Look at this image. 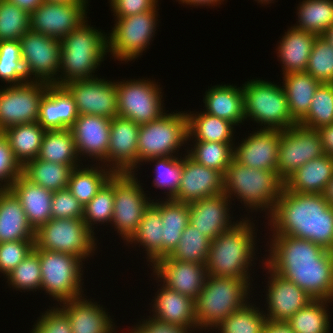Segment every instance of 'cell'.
I'll return each mask as SVG.
<instances>
[{
	"label": "cell",
	"mask_w": 333,
	"mask_h": 333,
	"mask_svg": "<svg viewBox=\"0 0 333 333\" xmlns=\"http://www.w3.org/2000/svg\"><path fill=\"white\" fill-rule=\"evenodd\" d=\"M46 130L38 122L10 126L3 131L14 157L23 167L38 157Z\"/></svg>",
	"instance_id": "e575fe53"
},
{
	"label": "cell",
	"mask_w": 333,
	"mask_h": 333,
	"mask_svg": "<svg viewBox=\"0 0 333 333\" xmlns=\"http://www.w3.org/2000/svg\"><path fill=\"white\" fill-rule=\"evenodd\" d=\"M224 177V194L243 201L252 210L268 211L269 216L280 198L285 182L278 172L249 168L234 159L227 167ZM246 204V205H245ZM258 209V210H257Z\"/></svg>",
	"instance_id": "5b68a950"
},
{
	"label": "cell",
	"mask_w": 333,
	"mask_h": 333,
	"mask_svg": "<svg viewBox=\"0 0 333 333\" xmlns=\"http://www.w3.org/2000/svg\"><path fill=\"white\" fill-rule=\"evenodd\" d=\"M248 302L231 313L215 329L221 333H262L267 317L259 307Z\"/></svg>",
	"instance_id": "7dc6e473"
},
{
	"label": "cell",
	"mask_w": 333,
	"mask_h": 333,
	"mask_svg": "<svg viewBox=\"0 0 333 333\" xmlns=\"http://www.w3.org/2000/svg\"><path fill=\"white\" fill-rule=\"evenodd\" d=\"M280 130L260 129L234 146V160L249 168L278 172Z\"/></svg>",
	"instance_id": "7402d4cb"
},
{
	"label": "cell",
	"mask_w": 333,
	"mask_h": 333,
	"mask_svg": "<svg viewBox=\"0 0 333 333\" xmlns=\"http://www.w3.org/2000/svg\"><path fill=\"white\" fill-rule=\"evenodd\" d=\"M324 155L317 130L299 124L280 130L278 175L285 182L308 161Z\"/></svg>",
	"instance_id": "9a60e30c"
},
{
	"label": "cell",
	"mask_w": 333,
	"mask_h": 333,
	"mask_svg": "<svg viewBox=\"0 0 333 333\" xmlns=\"http://www.w3.org/2000/svg\"><path fill=\"white\" fill-rule=\"evenodd\" d=\"M330 300L313 299L298 310L287 323L296 333H330V315L327 309Z\"/></svg>",
	"instance_id": "7bdbcfd3"
},
{
	"label": "cell",
	"mask_w": 333,
	"mask_h": 333,
	"mask_svg": "<svg viewBox=\"0 0 333 333\" xmlns=\"http://www.w3.org/2000/svg\"><path fill=\"white\" fill-rule=\"evenodd\" d=\"M187 115L165 113L159 119L140 125L137 165L156 157L175 156L187 141ZM177 150V152H176Z\"/></svg>",
	"instance_id": "9c48e42d"
},
{
	"label": "cell",
	"mask_w": 333,
	"mask_h": 333,
	"mask_svg": "<svg viewBox=\"0 0 333 333\" xmlns=\"http://www.w3.org/2000/svg\"><path fill=\"white\" fill-rule=\"evenodd\" d=\"M35 240V231L27 220L19 199L10 189L0 191V243Z\"/></svg>",
	"instance_id": "f546056e"
},
{
	"label": "cell",
	"mask_w": 333,
	"mask_h": 333,
	"mask_svg": "<svg viewBox=\"0 0 333 333\" xmlns=\"http://www.w3.org/2000/svg\"><path fill=\"white\" fill-rule=\"evenodd\" d=\"M151 266L159 282H163L167 288L193 300L198 297L208 276L205 265L182 262L169 256L158 259Z\"/></svg>",
	"instance_id": "ffe728a7"
},
{
	"label": "cell",
	"mask_w": 333,
	"mask_h": 333,
	"mask_svg": "<svg viewBox=\"0 0 333 333\" xmlns=\"http://www.w3.org/2000/svg\"><path fill=\"white\" fill-rule=\"evenodd\" d=\"M230 199L224 194L207 197L188 203L189 224L197 228L211 241L221 233L230 230L238 221L232 223ZM231 219V220H230Z\"/></svg>",
	"instance_id": "cb8c5ba5"
},
{
	"label": "cell",
	"mask_w": 333,
	"mask_h": 333,
	"mask_svg": "<svg viewBox=\"0 0 333 333\" xmlns=\"http://www.w3.org/2000/svg\"><path fill=\"white\" fill-rule=\"evenodd\" d=\"M47 2H68V1H79V0H43Z\"/></svg>",
	"instance_id": "89a4df30"
},
{
	"label": "cell",
	"mask_w": 333,
	"mask_h": 333,
	"mask_svg": "<svg viewBox=\"0 0 333 333\" xmlns=\"http://www.w3.org/2000/svg\"><path fill=\"white\" fill-rule=\"evenodd\" d=\"M109 2L115 17L131 16L159 6L158 0H110Z\"/></svg>",
	"instance_id": "91938a15"
},
{
	"label": "cell",
	"mask_w": 333,
	"mask_h": 333,
	"mask_svg": "<svg viewBox=\"0 0 333 333\" xmlns=\"http://www.w3.org/2000/svg\"><path fill=\"white\" fill-rule=\"evenodd\" d=\"M139 129L140 125L132 120L118 116L111 119L105 165L106 168L110 166L113 173H135L133 170H137Z\"/></svg>",
	"instance_id": "d6986e66"
},
{
	"label": "cell",
	"mask_w": 333,
	"mask_h": 333,
	"mask_svg": "<svg viewBox=\"0 0 333 333\" xmlns=\"http://www.w3.org/2000/svg\"><path fill=\"white\" fill-rule=\"evenodd\" d=\"M306 72L320 83L333 84V47L322 35L316 36Z\"/></svg>",
	"instance_id": "816d5d0a"
},
{
	"label": "cell",
	"mask_w": 333,
	"mask_h": 333,
	"mask_svg": "<svg viewBox=\"0 0 333 333\" xmlns=\"http://www.w3.org/2000/svg\"><path fill=\"white\" fill-rule=\"evenodd\" d=\"M114 210L113 175L83 208V221L94 233V224L111 223ZM93 228V229H92Z\"/></svg>",
	"instance_id": "681fc988"
},
{
	"label": "cell",
	"mask_w": 333,
	"mask_h": 333,
	"mask_svg": "<svg viewBox=\"0 0 333 333\" xmlns=\"http://www.w3.org/2000/svg\"><path fill=\"white\" fill-rule=\"evenodd\" d=\"M194 147L187 154L197 163L218 170L223 175L234 159V143L194 141Z\"/></svg>",
	"instance_id": "ee69618b"
},
{
	"label": "cell",
	"mask_w": 333,
	"mask_h": 333,
	"mask_svg": "<svg viewBox=\"0 0 333 333\" xmlns=\"http://www.w3.org/2000/svg\"><path fill=\"white\" fill-rule=\"evenodd\" d=\"M0 80L10 85L29 81L22 61L20 40L0 41Z\"/></svg>",
	"instance_id": "c3c4849f"
},
{
	"label": "cell",
	"mask_w": 333,
	"mask_h": 333,
	"mask_svg": "<svg viewBox=\"0 0 333 333\" xmlns=\"http://www.w3.org/2000/svg\"><path fill=\"white\" fill-rule=\"evenodd\" d=\"M297 9L296 29L319 36L333 25V0H303Z\"/></svg>",
	"instance_id": "b9f144b4"
},
{
	"label": "cell",
	"mask_w": 333,
	"mask_h": 333,
	"mask_svg": "<svg viewBox=\"0 0 333 333\" xmlns=\"http://www.w3.org/2000/svg\"><path fill=\"white\" fill-rule=\"evenodd\" d=\"M264 265L312 299L333 301V252L306 239L273 234Z\"/></svg>",
	"instance_id": "6da1fadb"
},
{
	"label": "cell",
	"mask_w": 333,
	"mask_h": 333,
	"mask_svg": "<svg viewBox=\"0 0 333 333\" xmlns=\"http://www.w3.org/2000/svg\"><path fill=\"white\" fill-rule=\"evenodd\" d=\"M268 277L267 292V313L264 312L268 320L288 321L298 310L306 306L312 297L295 283L283 278L281 275L271 271Z\"/></svg>",
	"instance_id": "603a6c76"
},
{
	"label": "cell",
	"mask_w": 333,
	"mask_h": 333,
	"mask_svg": "<svg viewBox=\"0 0 333 333\" xmlns=\"http://www.w3.org/2000/svg\"><path fill=\"white\" fill-rule=\"evenodd\" d=\"M41 267V290L60 303L83 295V270L79 257L55 251L38 249ZM82 293V294H81Z\"/></svg>",
	"instance_id": "ba28073f"
},
{
	"label": "cell",
	"mask_w": 333,
	"mask_h": 333,
	"mask_svg": "<svg viewBox=\"0 0 333 333\" xmlns=\"http://www.w3.org/2000/svg\"><path fill=\"white\" fill-rule=\"evenodd\" d=\"M323 197L325 200L333 206V177L330 179V181L327 183L323 193Z\"/></svg>",
	"instance_id": "003e7915"
},
{
	"label": "cell",
	"mask_w": 333,
	"mask_h": 333,
	"mask_svg": "<svg viewBox=\"0 0 333 333\" xmlns=\"http://www.w3.org/2000/svg\"><path fill=\"white\" fill-rule=\"evenodd\" d=\"M87 22L88 20H85L60 40L59 72L62 74H59L52 85L64 86L74 80L95 78L92 73H95L107 55L108 40L107 34L91 27Z\"/></svg>",
	"instance_id": "3957f363"
},
{
	"label": "cell",
	"mask_w": 333,
	"mask_h": 333,
	"mask_svg": "<svg viewBox=\"0 0 333 333\" xmlns=\"http://www.w3.org/2000/svg\"><path fill=\"white\" fill-rule=\"evenodd\" d=\"M182 176L175 201L192 203L224 193V176L194 161L187 153L182 157Z\"/></svg>",
	"instance_id": "44dd1931"
},
{
	"label": "cell",
	"mask_w": 333,
	"mask_h": 333,
	"mask_svg": "<svg viewBox=\"0 0 333 333\" xmlns=\"http://www.w3.org/2000/svg\"><path fill=\"white\" fill-rule=\"evenodd\" d=\"M298 124L313 130L333 124V84L321 83L318 86L308 113Z\"/></svg>",
	"instance_id": "bcb514c9"
},
{
	"label": "cell",
	"mask_w": 333,
	"mask_h": 333,
	"mask_svg": "<svg viewBox=\"0 0 333 333\" xmlns=\"http://www.w3.org/2000/svg\"><path fill=\"white\" fill-rule=\"evenodd\" d=\"M224 0H183L181 3L193 6H217Z\"/></svg>",
	"instance_id": "03108f58"
},
{
	"label": "cell",
	"mask_w": 333,
	"mask_h": 333,
	"mask_svg": "<svg viewBox=\"0 0 333 333\" xmlns=\"http://www.w3.org/2000/svg\"><path fill=\"white\" fill-rule=\"evenodd\" d=\"M140 323L133 327L130 333H191L194 330L188 328L170 325L167 323L160 322L149 316L148 319H142ZM191 331V332H189Z\"/></svg>",
	"instance_id": "94428289"
},
{
	"label": "cell",
	"mask_w": 333,
	"mask_h": 333,
	"mask_svg": "<svg viewBox=\"0 0 333 333\" xmlns=\"http://www.w3.org/2000/svg\"><path fill=\"white\" fill-rule=\"evenodd\" d=\"M83 218L50 219L35 231V246L38 249L62 252L86 259L94 253L97 240Z\"/></svg>",
	"instance_id": "30bf717a"
},
{
	"label": "cell",
	"mask_w": 333,
	"mask_h": 333,
	"mask_svg": "<svg viewBox=\"0 0 333 333\" xmlns=\"http://www.w3.org/2000/svg\"><path fill=\"white\" fill-rule=\"evenodd\" d=\"M78 158L70 129L46 130L37 159L63 165H80L81 160Z\"/></svg>",
	"instance_id": "ab89813d"
},
{
	"label": "cell",
	"mask_w": 333,
	"mask_h": 333,
	"mask_svg": "<svg viewBox=\"0 0 333 333\" xmlns=\"http://www.w3.org/2000/svg\"><path fill=\"white\" fill-rule=\"evenodd\" d=\"M21 174L22 166L14 157L7 138L2 134L0 136V187L9 189Z\"/></svg>",
	"instance_id": "6f0895ef"
},
{
	"label": "cell",
	"mask_w": 333,
	"mask_h": 333,
	"mask_svg": "<svg viewBox=\"0 0 333 333\" xmlns=\"http://www.w3.org/2000/svg\"><path fill=\"white\" fill-rule=\"evenodd\" d=\"M9 189L19 199L34 231L52 219L53 191L31 182L23 174L11 184Z\"/></svg>",
	"instance_id": "83f0119b"
},
{
	"label": "cell",
	"mask_w": 333,
	"mask_h": 333,
	"mask_svg": "<svg viewBox=\"0 0 333 333\" xmlns=\"http://www.w3.org/2000/svg\"><path fill=\"white\" fill-rule=\"evenodd\" d=\"M40 316L31 333H72L68 317L58 307L47 309Z\"/></svg>",
	"instance_id": "680465c9"
},
{
	"label": "cell",
	"mask_w": 333,
	"mask_h": 333,
	"mask_svg": "<svg viewBox=\"0 0 333 333\" xmlns=\"http://www.w3.org/2000/svg\"><path fill=\"white\" fill-rule=\"evenodd\" d=\"M51 84L29 80L0 89V130L37 122L40 103Z\"/></svg>",
	"instance_id": "5bb4252c"
},
{
	"label": "cell",
	"mask_w": 333,
	"mask_h": 333,
	"mask_svg": "<svg viewBox=\"0 0 333 333\" xmlns=\"http://www.w3.org/2000/svg\"><path fill=\"white\" fill-rule=\"evenodd\" d=\"M28 30L30 14L9 0H0V41L20 40Z\"/></svg>",
	"instance_id": "f907efd6"
},
{
	"label": "cell",
	"mask_w": 333,
	"mask_h": 333,
	"mask_svg": "<svg viewBox=\"0 0 333 333\" xmlns=\"http://www.w3.org/2000/svg\"><path fill=\"white\" fill-rule=\"evenodd\" d=\"M182 156H167L148 159L146 162H156L153 184L156 188L167 190V199H173L180 185L182 176ZM169 190V191H168Z\"/></svg>",
	"instance_id": "f5cc1de1"
},
{
	"label": "cell",
	"mask_w": 333,
	"mask_h": 333,
	"mask_svg": "<svg viewBox=\"0 0 333 333\" xmlns=\"http://www.w3.org/2000/svg\"><path fill=\"white\" fill-rule=\"evenodd\" d=\"M262 333H296L287 321L266 320Z\"/></svg>",
	"instance_id": "be15d7a7"
},
{
	"label": "cell",
	"mask_w": 333,
	"mask_h": 333,
	"mask_svg": "<svg viewBox=\"0 0 333 333\" xmlns=\"http://www.w3.org/2000/svg\"><path fill=\"white\" fill-rule=\"evenodd\" d=\"M211 240L188 224L182 232L178 245L169 255L182 262H194L205 265L210 250Z\"/></svg>",
	"instance_id": "f6af8a7d"
},
{
	"label": "cell",
	"mask_w": 333,
	"mask_h": 333,
	"mask_svg": "<svg viewBox=\"0 0 333 333\" xmlns=\"http://www.w3.org/2000/svg\"><path fill=\"white\" fill-rule=\"evenodd\" d=\"M159 290L156 294L157 296L155 295L154 299H152V302H154L152 318L170 325L185 327L189 330L198 329L195 320L194 300L167 288L163 284Z\"/></svg>",
	"instance_id": "f1b7e54d"
},
{
	"label": "cell",
	"mask_w": 333,
	"mask_h": 333,
	"mask_svg": "<svg viewBox=\"0 0 333 333\" xmlns=\"http://www.w3.org/2000/svg\"><path fill=\"white\" fill-rule=\"evenodd\" d=\"M333 177V157L324 154L308 161L285 181L290 192L322 194Z\"/></svg>",
	"instance_id": "4dcf8cb0"
},
{
	"label": "cell",
	"mask_w": 333,
	"mask_h": 333,
	"mask_svg": "<svg viewBox=\"0 0 333 333\" xmlns=\"http://www.w3.org/2000/svg\"><path fill=\"white\" fill-rule=\"evenodd\" d=\"M268 218L273 234L306 239L333 252V206L322 194L290 192L284 187Z\"/></svg>",
	"instance_id": "7a4b0ae2"
},
{
	"label": "cell",
	"mask_w": 333,
	"mask_h": 333,
	"mask_svg": "<svg viewBox=\"0 0 333 333\" xmlns=\"http://www.w3.org/2000/svg\"><path fill=\"white\" fill-rule=\"evenodd\" d=\"M35 247V240H18L0 243V272L7 276Z\"/></svg>",
	"instance_id": "11a10c76"
},
{
	"label": "cell",
	"mask_w": 333,
	"mask_h": 333,
	"mask_svg": "<svg viewBox=\"0 0 333 333\" xmlns=\"http://www.w3.org/2000/svg\"><path fill=\"white\" fill-rule=\"evenodd\" d=\"M83 208L82 204L67 188L53 192L51 205L52 219L83 218Z\"/></svg>",
	"instance_id": "9f6ffc18"
},
{
	"label": "cell",
	"mask_w": 333,
	"mask_h": 333,
	"mask_svg": "<svg viewBox=\"0 0 333 333\" xmlns=\"http://www.w3.org/2000/svg\"><path fill=\"white\" fill-rule=\"evenodd\" d=\"M317 131L322 141L324 154L333 157V124L319 128Z\"/></svg>",
	"instance_id": "6125c7cd"
},
{
	"label": "cell",
	"mask_w": 333,
	"mask_h": 333,
	"mask_svg": "<svg viewBox=\"0 0 333 333\" xmlns=\"http://www.w3.org/2000/svg\"><path fill=\"white\" fill-rule=\"evenodd\" d=\"M163 222L160 210L151 203L146 209L135 233L127 244H139L145 248L148 261L154 264L162 258Z\"/></svg>",
	"instance_id": "74e56055"
},
{
	"label": "cell",
	"mask_w": 333,
	"mask_h": 333,
	"mask_svg": "<svg viewBox=\"0 0 333 333\" xmlns=\"http://www.w3.org/2000/svg\"><path fill=\"white\" fill-rule=\"evenodd\" d=\"M86 4L88 0L43 1L30 14V30L62 40L87 19Z\"/></svg>",
	"instance_id": "e0dca14e"
},
{
	"label": "cell",
	"mask_w": 333,
	"mask_h": 333,
	"mask_svg": "<svg viewBox=\"0 0 333 333\" xmlns=\"http://www.w3.org/2000/svg\"><path fill=\"white\" fill-rule=\"evenodd\" d=\"M256 1V0H255ZM258 3H261V4H269L271 3L273 0H257Z\"/></svg>",
	"instance_id": "2644e50d"
},
{
	"label": "cell",
	"mask_w": 333,
	"mask_h": 333,
	"mask_svg": "<svg viewBox=\"0 0 333 333\" xmlns=\"http://www.w3.org/2000/svg\"><path fill=\"white\" fill-rule=\"evenodd\" d=\"M59 305L68 317L72 333H116L110 315L97 302L79 296Z\"/></svg>",
	"instance_id": "484cf974"
},
{
	"label": "cell",
	"mask_w": 333,
	"mask_h": 333,
	"mask_svg": "<svg viewBox=\"0 0 333 333\" xmlns=\"http://www.w3.org/2000/svg\"><path fill=\"white\" fill-rule=\"evenodd\" d=\"M93 166L90 168L89 166L85 168H83L84 166L75 167L67 186V189L83 207L95 197L114 174L109 168L106 169L105 165Z\"/></svg>",
	"instance_id": "60d3db41"
},
{
	"label": "cell",
	"mask_w": 333,
	"mask_h": 333,
	"mask_svg": "<svg viewBox=\"0 0 333 333\" xmlns=\"http://www.w3.org/2000/svg\"><path fill=\"white\" fill-rule=\"evenodd\" d=\"M8 285L18 290L41 289V267L38 253L33 250L7 276ZM34 289V290H33Z\"/></svg>",
	"instance_id": "db71d44e"
},
{
	"label": "cell",
	"mask_w": 333,
	"mask_h": 333,
	"mask_svg": "<svg viewBox=\"0 0 333 333\" xmlns=\"http://www.w3.org/2000/svg\"><path fill=\"white\" fill-rule=\"evenodd\" d=\"M78 166L81 165H63L36 158L22 167V174L31 182L54 192L67 188L71 173Z\"/></svg>",
	"instance_id": "f35d334b"
},
{
	"label": "cell",
	"mask_w": 333,
	"mask_h": 333,
	"mask_svg": "<svg viewBox=\"0 0 333 333\" xmlns=\"http://www.w3.org/2000/svg\"><path fill=\"white\" fill-rule=\"evenodd\" d=\"M157 7L127 17H115L116 23L107 36L108 52L119 61H132L150 45L157 26Z\"/></svg>",
	"instance_id": "8fae6325"
},
{
	"label": "cell",
	"mask_w": 333,
	"mask_h": 333,
	"mask_svg": "<svg viewBox=\"0 0 333 333\" xmlns=\"http://www.w3.org/2000/svg\"><path fill=\"white\" fill-rule=\"evenodd\" d=\"M250 283L234 277L208 275L194 300L198 329H215L231 313L244 307L248 303Z\"/></svg>",
	"instance_id": "8992f818"
},
{
	"label": "cell",
	"mask_w": 333,
	"mask_h": 333,
	"mask_svg": "<svg viewBox=\"0 0 333 333\" xmlns=\"http://www.w3.org/2000/svg\"><path fill=\"white\" fill-rule=\"evenodd\" d=\"M205 113L239 125L245 121L243 89L232 85H215L205 92Z\"/></svg>",
	"instance_id": "d6a6232c"
},
{
	"label": "cell",
	"mask_w": 333,
	"mask_h": 333,
	"mask_svg": "<svg viewBox=\"0 0 333 333\" xmlns=\"http://www.w3.org/2000/svg\"><path fill=\"white\" fill-rule=\"evenodd\" d=\"M77 117L70 93L63 86L50 85L42 97L37 122L45 130L70 129Z\"/></svg>",
	"instance_id": "4316f807"
},
{
	"label": "cell",
	"mask_w": 333,
	"mask_h": 333,
	"mask_svg": "<svg viewBox=\"0 0 333 333\" xmlns=\"http://www.w3.org/2000/svg\"><path fill=\"white\" fill-rule=\"evenodd\" d=\"M137 173H114V210L111 224L126 242L135 233L153 200L144 193Z\"/></svg>",
	"instance_id": "7c38bea8"
},
{
	"label": "cell",
	"mask_w": 333,
	"mask_h": 333,
	"mask_svg": "<svg viewBox=\"0 0 333 333\" xmlns=\"http://www.w3.org/2000/svg\"><path fill=\"white\" fill-rule=\"evenodd\" d=\"M20 43L22 61L27 77H30V80L33 81L46 82L52 85L59 76L60 40L28 30L20 38Z\"/></svg>",
	"instance_id": "2e32d148"
},
{
	"label": "cell",
	"mask_w": 333,
	"mask_h": 333,
	"mask_svg": "<svg viewBox=\"0 0 333 333\" xmlns=\"http://www.w3.org/2000/svg\"><path fill=\"white\" fill-rule=\"evenodd\" d=\"M241 220L211 241L205 264L208 275L250 281L248 270L256 250L255 224L246 217Z\"/></svg>",
	"instance_id": "277c9868"
},
{
	"label": "cell",
	"mask_w": 333,
	"mask_h": 333,
	"mask_svg": "<svg viewBox=\"0 0 333 333\" xmlns=\"http://www.w3.org/2000/svg\"><path fill=\"white\" fill-rule=\"evenodd\" d=\"M244 117L261 123L262 129L285 130L298 124L291 116L284 88L253 79L242 86Z\"/></svg>",
	"instance_id": "52a82bcc"
},
{
	"label": "cell",
	"mask_w": 333,
	"mask_h": 333,
	"mask_svg": "<svg viewBox=\"0 0 333 333\" xmlns=\"http://www.w3.org/2000/svg\"><path fill=\"white\" fill-rule=\"evenodd\" d=\"M315 34L296 29L293 26L281 38L278 45L277 57L282 62L283 75L294 72H306Z\"/></svg>",
	"instance_id": "1f68e13d"
},
{
	"label": "cell",
	"mask_w": 333,
	"mask_h": 333,
	"mask_svg": "<svg viewBox=\"0 0 333 333\" xmlns=\"http://www.w3.org/2000/svg\"><path fill=\"white\" fill-rule=\"evenodd\" d=\"M327 39L330 45L333 47V25L330 26L322 35Z\"/></svg>",
	"instance_id": "a7ac6f4b"
},
{
	"label": "cell",
	"mask_w": 333,
	"mask_h": 333,
	"mask_svg": "<svg viewBox=\"0 0 333 333\" xmlns=\"http://www.w3.org/2000/svg\"><path fill=\"white\" fill-rule=\"evenodd\" d=\"M197 113L186 112L187 140L233 143V123L205 112Z\"/></svg>",
	"instance_id": "d590c367"
},
{
	"label": "cell",
	"mask_w": 333,
	"mask_h": 333,
	"mask_svg": "<svg viewBox=\"0 0 333 333\" xmlns=\"http://www.w3.org/2000/svg\"><path fill=\"white\" fill-rule=\"evenodd\" d=\"M283 76L282 87L291 116L299 122L308 113L313 95L321 83L307 72H294Z\"/></svg>",
	"instance_id": "8d00e7d4"
},
{
	"label": "cell",
	"mask_w": 333,
	"mask_h": 333,
	"mask_svg": "<svg viewBox=\"0 0 333 333\" xmlns=\"http://www.w3.org/2000/svg\"><path fill=\"white\" fill-rule=\"evenodd\" d=\"M10 2L16 4L23 10L31 14L42 2L43 0H9Z\"/></svg>",
	"instance_id": "e7e4bbea"
},
{
	"label": "cell",
	"mask_w": 333,
	"mask_h": 333,
	"mask_svg": "<svg viewBox=\"0 0 333 333\" xmlns=\"http://www.w3.org/2000/svg\"><path fill=\"white\" fill-rule=\"evenodd\" d=\"M110 122L103 116L97 115H78L74 124L70 127L73 133L78 156L86 155L90 159L94 158L106 162L109 147Z\"/></svg>",
	"instance_id": "d4e9b609"
},
{
	"label": "cell",
	"mask_w": 333,
	"mask_h": 333,
	"mask_svg": "<svg viewBox=\"0 0 333 333\" xmlns=\"http://www.w3.org/2000/svg\"><path fill=\"white\" fill-rule=\"evenodd\" d=\"M73 97L78 115L118 116L116 82L99 79L74 80L63 86Z\"/></svg>",
	"instance_id": "ac0fdd59"
},
{
	"label": "cell",
	"mask_w": 333,
	"mask_h": 333,
	"mask_svg": "<svg viewBox=\"0 0 333 333\" xmlns=\"http://www.w3.org/2000/svg\"><path fill=\"white\" fill-rule=\"evenodd\" d=\"M153 80H123L116 82L118 117L138 125L159 119L163 110L162 88Z\"/></svg>",
	"instance_id": "4fadbf2b"
},
{
	"label": "cell",
	"mask_w": 333,
	"mask_h": 333,
	"mask_svg": "<svg viewBox=\"0 0 333 333\" xmlns=\"http://www.w3.org/2000/svg\"><path fill=\"white\" fill-rule=\"evenodd\" d=\"M153 204L160 210L163 222L162 258L169 256L178 245L183 230L189 224V206L186 203L165 198Z\"/></svg>",
	"instance_id": "836d02e7"
}]
</instances>
